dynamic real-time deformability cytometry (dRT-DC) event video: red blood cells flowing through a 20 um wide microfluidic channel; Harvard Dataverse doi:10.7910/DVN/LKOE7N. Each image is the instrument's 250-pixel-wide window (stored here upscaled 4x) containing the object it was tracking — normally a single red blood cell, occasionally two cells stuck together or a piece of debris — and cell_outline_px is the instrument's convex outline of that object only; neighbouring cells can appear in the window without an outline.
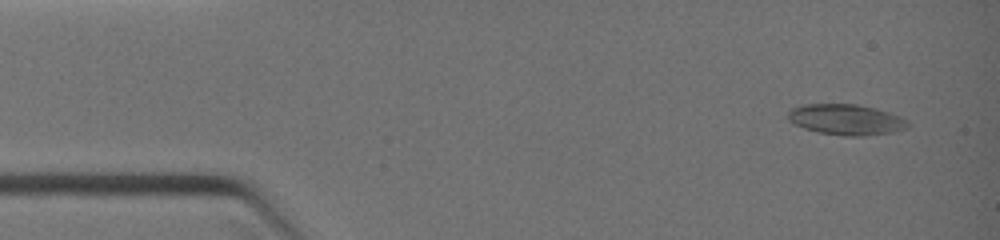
{"species": "common noctule bat (a hibernating species)", "species_latin": "Nyctalus noctula", "temperature_condition": "warm", "stored_images_in_passage": 24, "camera_frame_rate_fps": 3000, "um_per_image_px": 0.085, "animal": {"sex": "female", "body_mass_g": 19.0, "forearm_length_mm": 51.5}, "frame": {"image": 1, "passage_image": 3, "time_ms": 0.333, "image_size_px": [1000, 240], "cell_outline_px": [[908, 128], [892, 132], [864, 136], [844, 136], [820, 132], [804, 128], [788, 120], [788, 112], [792, 108], [804, 104], [856, 104], [888, 112], [900, 116], [908, 120]], "centroid_in_image_um": [71.93, 10.17], "position_along_channel_um": 13.1, "area_um2": 21.27}}
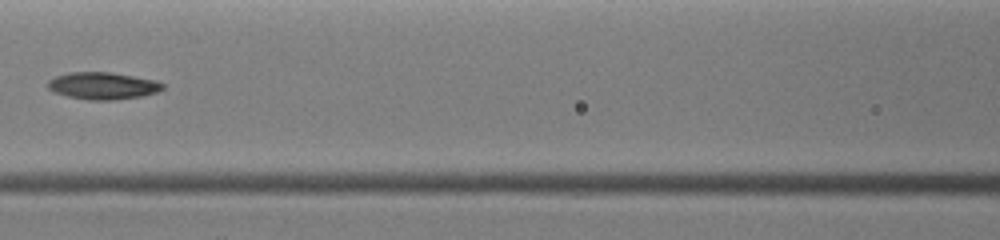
{"frame": {"image": 2, "passage_image": 20, "time_ms": 5.0, "image_size_px": [1000, 240], "cell_outline_px": [[164, 88], [156, 92], [144, 96], [112, 100], [88, 100], [68, 96], [56, 92], [48, 88], [48, 80], [56, 76], [68, 72], [108, 72], [156, 80], [164, 84]], "centroid_in_image_um": [8.75, 7.29], "position_along_channel_um": 157.9, "area_um2": 18.03}}
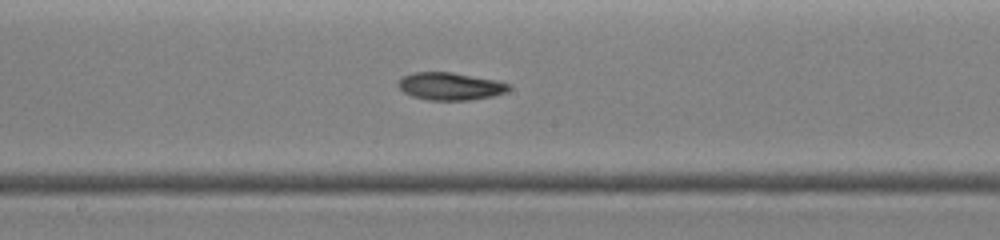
{"frame": {"image": 3, "passage_image": 24, "time_ms": 6.0, "image_size_px": [1000, 240], "cell_outline_px": [[512, 88], [508, 92], [492, 96], [468, 100], [428, 100], [412, 96], [404, 92], [396, 84], [404, 76], [412, 72], [452, 72], [496, 80], [512, 84]], "centroid_in_image_um": [38.31, 7.33], "position_along_channel_um": 209.9, "area_um2": 17.86}}